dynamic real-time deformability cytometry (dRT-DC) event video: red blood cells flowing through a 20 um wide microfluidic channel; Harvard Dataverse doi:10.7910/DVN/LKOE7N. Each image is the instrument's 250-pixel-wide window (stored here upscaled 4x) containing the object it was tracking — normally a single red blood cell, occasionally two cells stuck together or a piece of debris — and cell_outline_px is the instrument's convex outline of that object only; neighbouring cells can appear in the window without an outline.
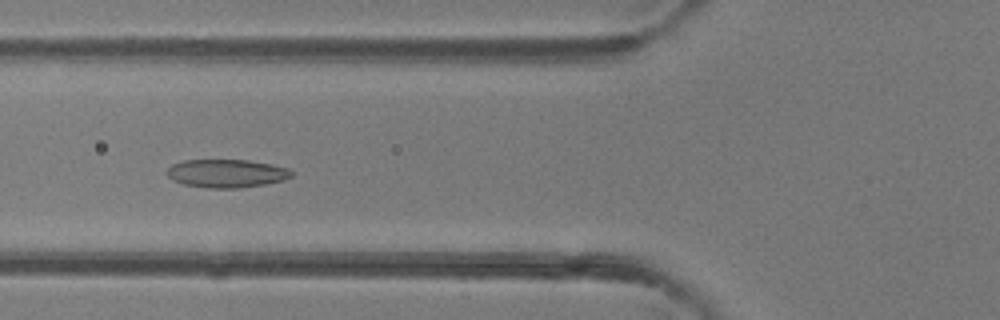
{"species": "common noctule bat (a hibernating species)", "species_latin": "Nyctalus noctula", "temperature_condition": "room temperature", "stored_images_in_passage": 14, "camera_frame_rate_fps": 3000, "um_per_image_px": 0.085, "animal": {"sex": "female"}, "frame": {"image": 1, "passage_image": 10, "time_ms": 3.0, "image_size_px": [1000, 320], "cell_outline_px": [[292, 176], [284, 180], [264, 184], [236, 188], [208, 188], [184, 184], [172, 180], [168, 176], [168, 168], [172, 164], [184, 160], [248, 160], [272, 164], [288, 168], [292, 172]], "centroid_in_image_um": [19.26, 14.73], "position_along_channel_um": 106.5, "area_um2": 20.4}}
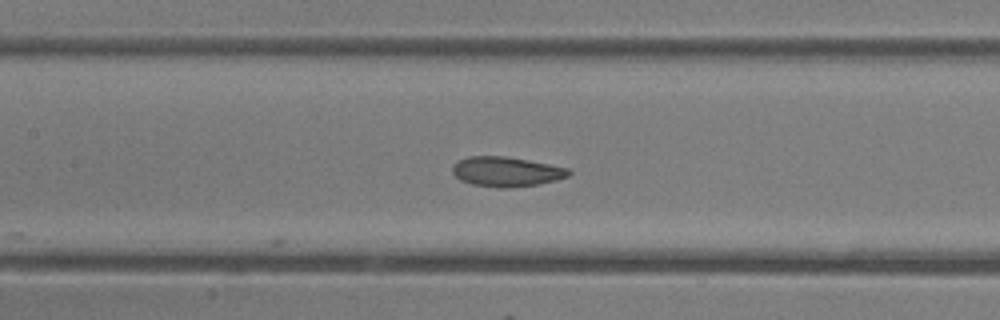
{"frame": {"image": 2, "passage_image": 14, "time_ms": 4.333, "image_size_px": [1000, 320], "cell_outline_px": [[572, 172], [568, 176], [556, 180], [540, 184], [508, 188], [496, 188], [472, 184], [460, 180], [452, 172], [452, 164], [468, 156], [504, 156], [528, 160], [568, 168]], "centroid_in_image_um": [43.02, 14.6], "position_along_channel_um": 164.4, "area_um2": 20.23}}